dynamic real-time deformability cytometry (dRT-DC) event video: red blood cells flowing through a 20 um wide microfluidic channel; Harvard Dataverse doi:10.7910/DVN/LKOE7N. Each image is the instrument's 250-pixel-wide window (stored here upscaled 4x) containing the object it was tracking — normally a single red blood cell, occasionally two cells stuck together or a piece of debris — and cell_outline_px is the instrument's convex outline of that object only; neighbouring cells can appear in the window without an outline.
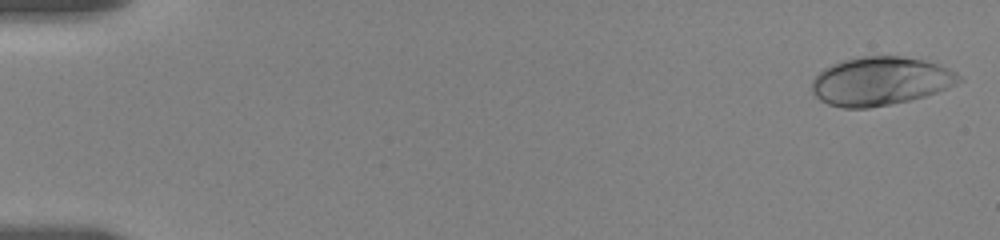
{"species": "human", "species_latin": "Homo sapiens", "temperature_condition": "room temperature", "stored_images_in_passage": 5, "camera_frame_rate_fps": 3000, "um_per_image_px": 0.085, "donor": {"sex": "female"}, "frame": {"image": 1, "passage_image": 1, "time_ms": 0.0, "image_size_px": [1000, 240], "cell_outline_px": [[964, 80], [956, 84], [936, 92], [924, 96], [908, 100], [868, 108], [844, 108], [828, 104], [820, 100], [812, 92], [812, 80], [824, 68], [832, 64], [844, 60], [860, 56], [900, 56], [924, 60], [940, 64], [956, 72]], "centroid_in_image_um": [74.84, 6.89], "position_along_channel_um": 10.2, "area_um2": 41.44}}
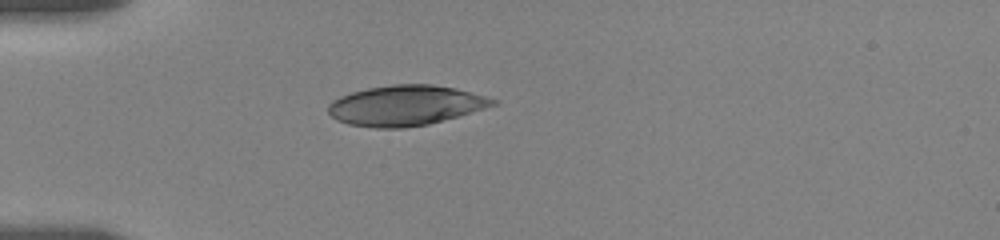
{"frame": {"image": 2, "passage_image": 5, "time_ms": 5.0, "image_size_px": [1000, 240], "cell_outline_px": [[500, 104], [428, 124], [404, 128], [376, 128], [348, 124], [336, 120], [328, 112], [328, 104], [332, 100], [340, 96], [352, 92], [368, 88], [392, 84], [432, 84], [456, 88], [500, 100]], "centroid_in_image_um": [34.48, 8.96], "position_along_channel_um": 50.5, "area_um2": 38.67}}